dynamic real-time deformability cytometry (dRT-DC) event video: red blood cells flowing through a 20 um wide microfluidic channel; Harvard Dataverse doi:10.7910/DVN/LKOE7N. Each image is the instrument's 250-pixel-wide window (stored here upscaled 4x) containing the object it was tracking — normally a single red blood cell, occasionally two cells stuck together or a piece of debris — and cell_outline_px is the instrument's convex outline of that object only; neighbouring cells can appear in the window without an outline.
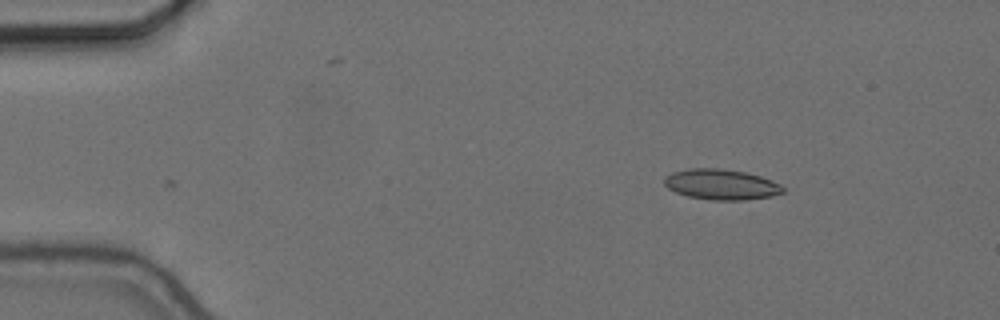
{"species": "common noctule bat (a hibernating species)", "species_latin": "Nyctalus noctula", "temperature_condition": "cold", "stored_images_in_passage": 2, "camera_frame_rate_fps": 3000, "um_per_image_px": 0.085, "animal": {"sex": "female", "body_mass_g": 24.6, "forearm_length_mm": 56.2}, "frame": {"image": 1, "passage_image": 1, "time_ms": 0.0, "image_size_px": [1000, 320], "cell_outline_px": [[784, 192], [772, 196], [744, 200], [712, 200], [688, 196], [676, 192], [668, 188], [664, 184], [664, 176], [672, 172], [688, 168], [720, 168], [744, 172], [760, 176], [772, 180], [780, 184], [784, 188]], "centroid_in_image_um": [61.29, 15.67], "position_along_channel_um": 23.7, "area_um2": 21.15}}